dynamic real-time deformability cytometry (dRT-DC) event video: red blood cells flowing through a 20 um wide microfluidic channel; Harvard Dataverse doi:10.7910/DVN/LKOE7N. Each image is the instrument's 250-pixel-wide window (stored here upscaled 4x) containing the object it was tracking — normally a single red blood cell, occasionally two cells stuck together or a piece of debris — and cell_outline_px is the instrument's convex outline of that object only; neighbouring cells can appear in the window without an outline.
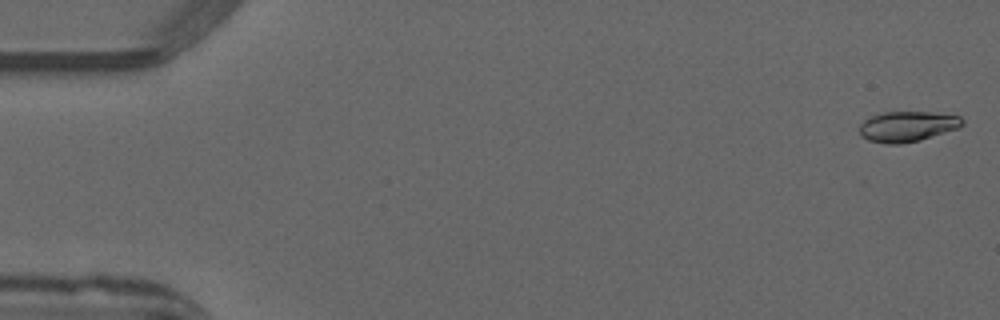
{"species": "common noctule bat (a hibernating species)", "species_latin": "Nyctalus noctula", "temperature_condition": "warm", "stored_images_in_passage": 3, "camera_frame_rate_fps": 3000, "um_per_image_px": 0.085, "animal": {"sex": "male", "forearm_length_mm": 52.5}, "frame": {"image": 1, "passage_image": 1, "time_ms": 0.0, "image_size_px": [1000, 320], "cell_outline_px": [[964, 124], [956, 128], [920, 140], [900, 144], [884, 144], [868, 140], [860, 136], [860, 124], [864, 120], [872, 116], [884, 112], [932, 112], [960, 116], [964, 120]], "centroid_in_image_um": [77.1, 10.75], "position_along_channel_um": 7.9, "area_um2": 18.15}}